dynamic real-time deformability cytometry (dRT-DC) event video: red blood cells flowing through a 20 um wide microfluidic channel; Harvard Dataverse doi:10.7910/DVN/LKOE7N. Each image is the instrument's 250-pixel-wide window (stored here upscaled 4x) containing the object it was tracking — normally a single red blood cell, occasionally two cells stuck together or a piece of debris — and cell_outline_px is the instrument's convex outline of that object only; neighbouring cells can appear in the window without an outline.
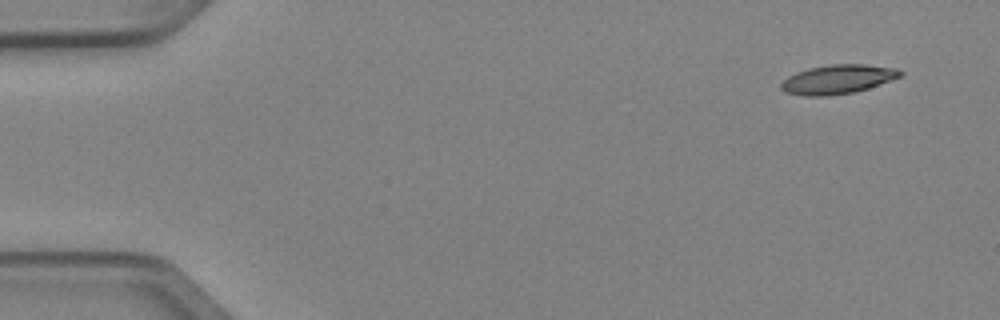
{"species": "Egyptian fruit bat (a non-hibernating species)", "species_latin": "Rousettus aegyptiacus", "temperature_condition": "cold", "stored_images_in_passage": 4, "camera_frame_rate_fps": 3000, "um_per_image_px": 0.085, "animal": {"sex": "female"}, "frame": {"image": 1, "passage_image": 1, "time_ms": 0.0, "image_size_px": [1000, 320], "cell_outline_px": [[904, 72], [900, 76], [868, 88], [856, 92], [828, 96], [804, 96], [784, 92], [780, 88], [780, 84], [788, 76], [796, 72], [808, 68], [832, 64], [864, 64], [896, 68]], "centroid_in_image_um": [71.17, 6.74], "position_along_channel_um": 13.8, "area_um2": 20.23}}
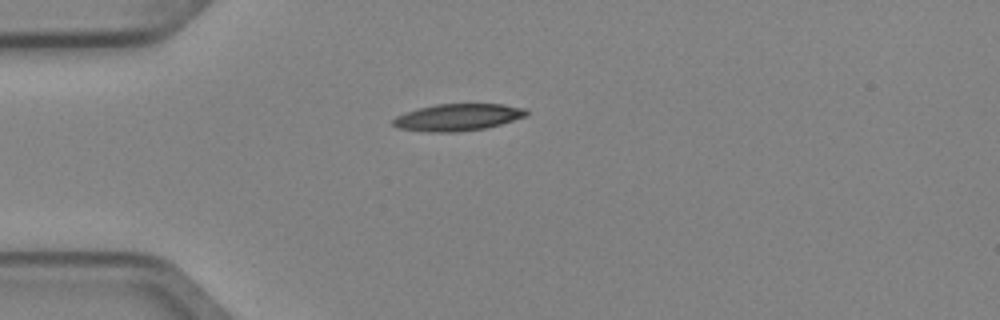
{"frame": {"image": 2, "passage_image": 4, "time_ms": 1.0, "image_size_px": [1000, 320], "cell_outline_px": [[528, 116], [500, 124], [484, 128], [456, 132], [428, 132], [396, 128], [392, 124], [392, 120], [396, 116], [420, 108], [436, 104], [504, 104], [524, 108], [528, 112]], "centroid_in_image_um": [38.91, 9.97], "position_along_channel_um": 46.1, "area_um2": 20.87}}